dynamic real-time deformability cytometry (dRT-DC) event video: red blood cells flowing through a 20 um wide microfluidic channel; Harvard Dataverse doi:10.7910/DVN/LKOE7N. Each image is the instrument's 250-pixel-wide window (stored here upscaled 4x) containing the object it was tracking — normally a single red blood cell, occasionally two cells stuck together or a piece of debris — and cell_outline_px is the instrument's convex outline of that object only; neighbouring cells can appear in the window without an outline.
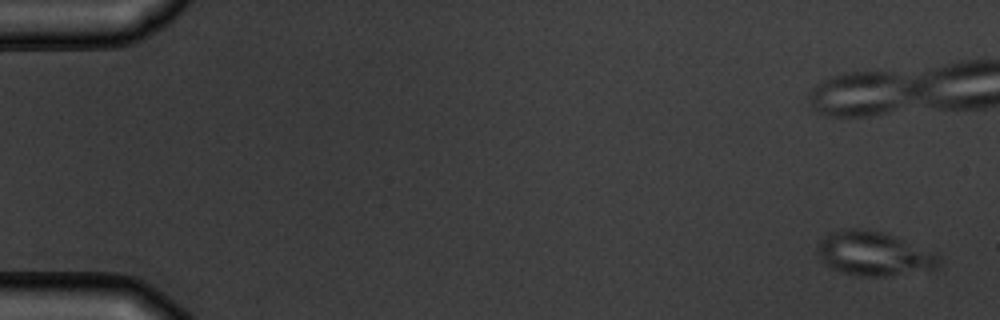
{"species": "common noctule bat (a hibernating species)", "species_latin": "Nyctalus noctula", "temperature_condition": "warm", "stored_images_in_passage": 6, "camera_frame_rate_fps": 3000, "um_per_image_px": 0.085, "animal": {"sex": "male", "body_mass_g": 19.5, "forearm_length_mm": 54.6}, "frame": {"image": 1, "passage_image": 1, "time_ms": 0.0, "image_size_px": [1000, 320], "cell_outline_px": [[940, 260], [936, 268], [884, 276], [864, 276], [844, 272], [824, 264], [816, 256], [816, 252], [824, 236], [832, 232], [844, 228], [856, 228], [880, 232], [892, 236], [940, 256]], "centroid_in_image_um": [74.19, 21.56], "position_along_channel_um": 10.8, "area_um2": 30.23}}